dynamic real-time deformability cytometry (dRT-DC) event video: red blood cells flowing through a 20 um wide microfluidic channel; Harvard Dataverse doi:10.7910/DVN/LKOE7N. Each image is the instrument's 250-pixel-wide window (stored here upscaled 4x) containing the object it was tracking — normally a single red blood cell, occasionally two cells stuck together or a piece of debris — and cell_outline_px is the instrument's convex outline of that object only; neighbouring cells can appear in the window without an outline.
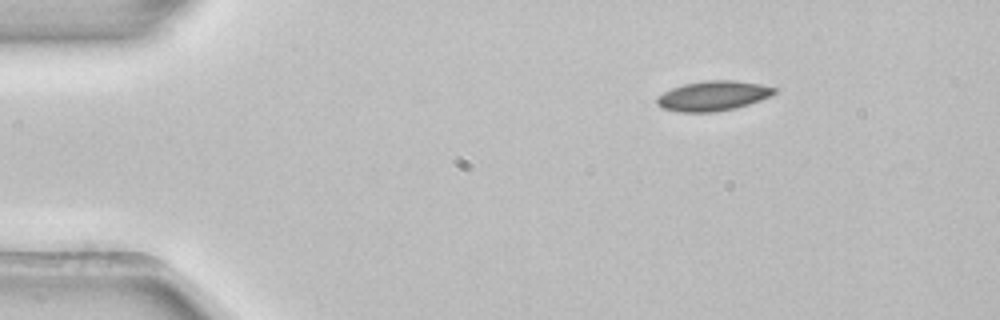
{"species": "common noctule bat (a hibernating species)", "species_latin": "Nyctalus noctula", "temperature_condition": "room temperature", "stored_images_in_passage": 6, "camera_frame_rate_fps": 3000, "um_per_image_px": 0.085, "animal": {"sex": "female", "body_mass_g": 22.7, "forearm_length_mm": 54.2}, "frame": {"image": 1, "passage_image": 6, "time_ms": 1.667, "image_size_px": [1000, 320], "cell_outline_px": [[776, 92], [760, 100], [736, 108], [716, 112], [680, 112], [664, 108], [656, 104], [656, 96], [672, 88], [684, 84], [704, 80], [736, 80], [760, 84], [776, 88]], "centroid_in_image_um": [60.58, 8.14], "position_along_channel_um": 24.4, "area_um2": 20.4}}